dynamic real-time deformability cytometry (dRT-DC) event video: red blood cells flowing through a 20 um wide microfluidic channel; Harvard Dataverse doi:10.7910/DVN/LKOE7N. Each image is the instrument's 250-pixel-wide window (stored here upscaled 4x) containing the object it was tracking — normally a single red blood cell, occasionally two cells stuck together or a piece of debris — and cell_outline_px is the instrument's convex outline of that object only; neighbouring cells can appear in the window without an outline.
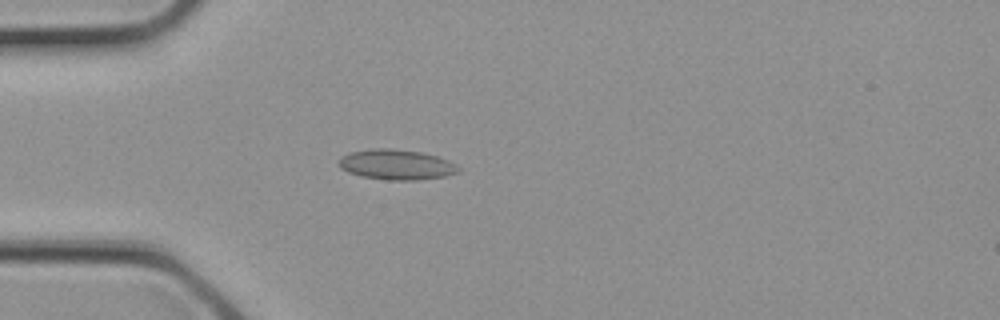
{"species": "common noctule bat (a hibernating species)", "species_latin": "Nyctalus noctula", "temperature_condition": "cold", "stored_images_in_passage": 4, "camera_frame_rate_fps": 3000, "um_per_image_px": 0.085, "animal": {"sex": "female", "body_mass_g": 21.9}, "frame": {"image": 1, "passage_image": 4, "time_ms": 1.0, "image_size_px": [1000, 320], "cell_outline_px": [[460, 172], [444, 176], [416, 180], [388, 180], [364, 176], [348, 172], [340, 168], [336, 164], [336, 160], [340, 156], [348, 152], [372, 148], [392, 148], [420, 152], [436, 156], [448, 160], [456, 164], [460, 168]], "centroid_in_image_um": [33.64, 13.98], "position_along_channel_um": 51.4, "area_um2": 21.27}}